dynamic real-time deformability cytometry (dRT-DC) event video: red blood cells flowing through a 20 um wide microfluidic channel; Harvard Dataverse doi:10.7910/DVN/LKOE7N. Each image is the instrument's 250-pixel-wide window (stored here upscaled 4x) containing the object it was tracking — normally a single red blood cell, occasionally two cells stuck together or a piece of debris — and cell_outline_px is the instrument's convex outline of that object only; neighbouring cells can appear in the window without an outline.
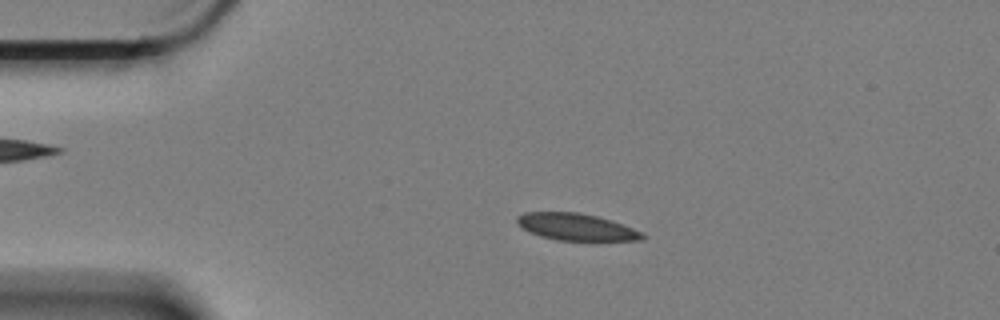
{"species": "Egyptian fruit bat (a non-hibernating species)", "species_latin": "Rousettus aegyptiacus", "temperature_condition": "cold", "stored_images_in_passage": 59, "camera_frame_rate_fps": 3000, "um_per_image_px": 0.085, "animal": {"sex": "female"}, "frame": {"image": 1, "passage_image": 12, "time_ms": 3.667, "image_size_px": [1000, 320], "cell_outline_px": [[648, 236], [640, 240], [556, 240], [540, 236], [528, 232], [516, 224], [516, 216], [524, 212], [576, 212], [596, 216], [612, 220], [632, 228]], "centroid_in_image_um": [48.92, 19.28], "position_along_channel_um": 36.1, "area_um2": 19.65}}
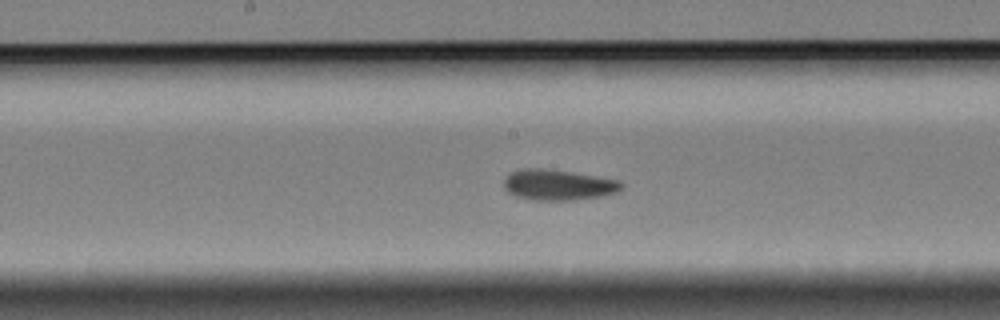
{"frame": {"image": 2, "passage_image": 30, "time_ms": 9.667, "image_size_px": [1000, 320], "cell_outline_px": [[624, 188], [616, 192], [600, 196], [576, 200], [528, 200], [516, 196], [504, 188], [504, 180], [508, 172], [524, 168], [540, 168], [568, 172], [620, 180], [624, 184]], "centroid_in_image_um": [47.43, 15.72], "position_along_channel_um": 200.8, "area_um2": 20.98}}
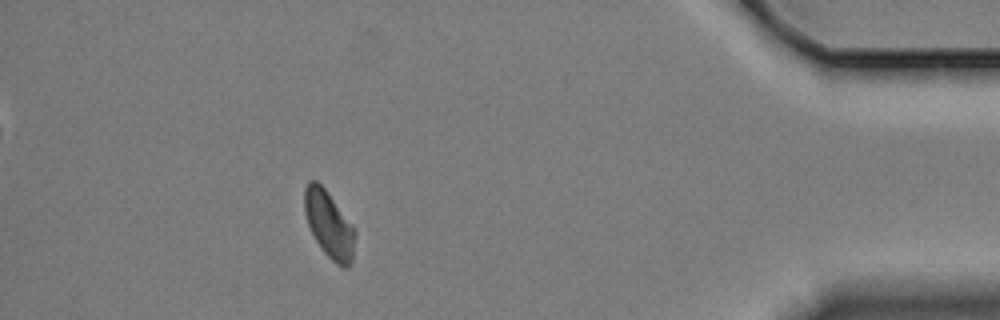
{"frame": {"image": 3, "passage_image": 53, "time_ms": 17.333, "image_size_px": [1000, 320], "cell_outline_px": [[356, 232], [352, 264], [348, 268], [344, 268], [336, 264], [324, 252], [316, 240], [308, 224], [304, 212], [304, 188], [308, 180], [316, 180], [324, 188], [356, 228]], "centroid_in_image_um": [27.99, 19.09], "position_along_channel_um": 407.2, "area_um2": 19.83}, "authors_computed_cell_mechanics": {"area_um2": 20.2878, "velocity_mm_per_s": 3.3315, "shape_relaxation_time_tau1_ms": 4.7656, "shape_relaxation_time_tau2_ms": 1.5386, "deformation_change_tau1": 0.1184, "deformation_change_tau2": 0.0635}}